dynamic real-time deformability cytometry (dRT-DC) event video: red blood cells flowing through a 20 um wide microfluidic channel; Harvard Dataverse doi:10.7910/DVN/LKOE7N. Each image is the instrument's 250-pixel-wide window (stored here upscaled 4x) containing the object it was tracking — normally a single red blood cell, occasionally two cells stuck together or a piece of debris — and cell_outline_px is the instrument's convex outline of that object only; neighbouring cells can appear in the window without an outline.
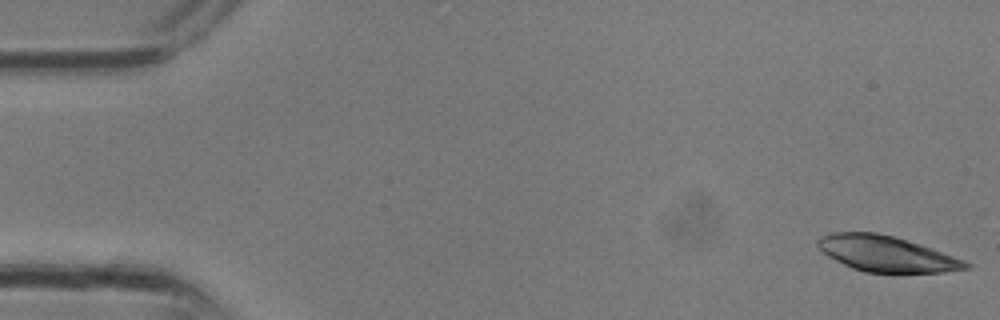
{"species": "common noctule bat (a hibernating species)", "species_latin": "Nyctalus noctula", "temperature_condition": "room temperature", "stored_images_in_passage": 7, "camera_frame_rate_fps": 3000, "um_per_image_px": 0.085, "animal": {"sex": "male", "body_mass_g": 13.3}, "frame": {"image": 1, "passage_image": 1, "time_ms": 0.0, "image_size_px": [1000, 320], "cell_outline_px": [[972, 268], [944, 272], [864, 272], [852, 268], [828, 256], [816, 244], [816, 240], [820, 236], [832, 232], [876, 232], [892, 236], [964, 260], [972, 264]], "centroid_in_image_um": [75.3, 21.57], "position_along_channel_um": 9.7, "area_um2": 30.23}}